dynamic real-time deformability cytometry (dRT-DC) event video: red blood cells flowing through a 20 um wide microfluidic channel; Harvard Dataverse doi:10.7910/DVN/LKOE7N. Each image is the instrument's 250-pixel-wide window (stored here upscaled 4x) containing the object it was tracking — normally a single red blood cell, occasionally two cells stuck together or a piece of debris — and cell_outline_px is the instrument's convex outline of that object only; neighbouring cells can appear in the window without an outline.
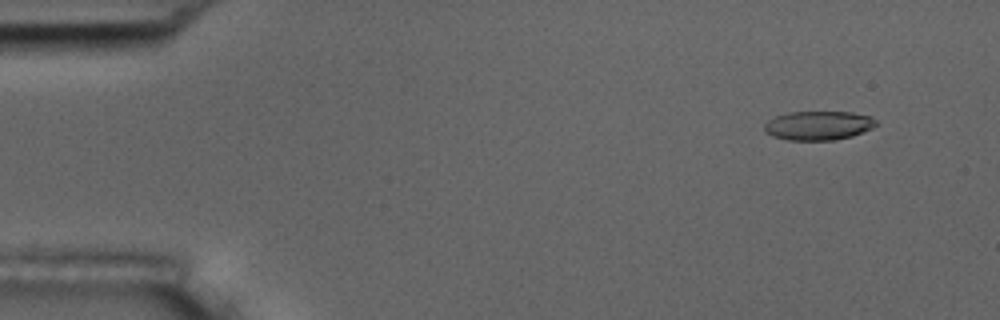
{"species": "common noctule bat (a hibernating species)", "species_latin": "Nyctalus noctula", "temperature_condition": "room temperature", "stored_images_in_passage": 56, "camera_frame_rate_fps": 3000, "um_per_image_px": 0.085, "animal": {"sex": "male", "body_mass_g": 17.5, "forearm_length_mm": 52.3}, "frame": {"image": 1, "passage_image": 5, "time_ms": 1.333, "image_size_px": [1000, 320], "cell_outline_px": [[876, 124], [872, 128], [852, 136], [836, 140], [788, 140], [772, 136], [764, 132], [764, 124], [768, 120], [776, 116], [788, 112], [852, 112], [868, 116], [876, 120]], "centroid_in_image_um": [69.52, 10.67], "position_along_channel_um": 15.5, "area_um2": 18.9}}
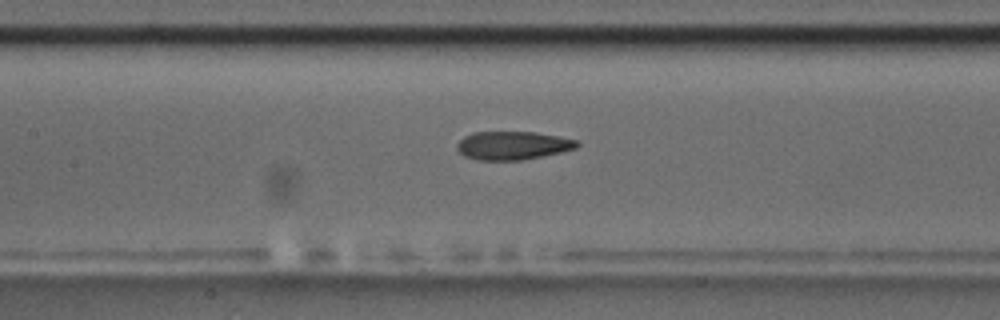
{"frame": {"image": 2, "passage_image": 26, "time_ms": 8.333, "image_size_px": [1000, 320], "cell_outline_px": [[580, 144], [576, 148], [560, 152], [520, 160], [480, 160], [464, 156], [456, 148], [456, 144], [464, 136], [472, 132], [536, 132], [576, 140]], "centroid_in_image_um": [43.54, 12.36], "position_along_channel_um": 163.9, "area_um2": 19.65}}
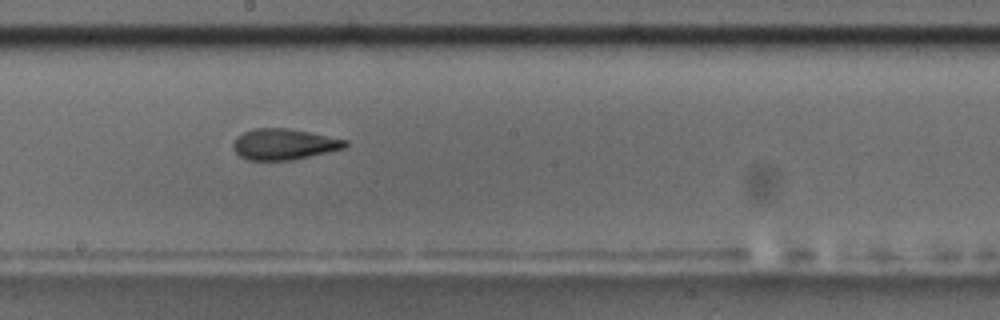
{"frame": {"image": 3, "passage_image": 31, "time_ms": 10.0, "image_size_px": [1000, 320], "cell_outline_px": [[348, 144], [344, 148], [292, 160], [248, 160], [240, 156], [232, 148], [232, 144], [236, 136], [252, 128], [288, 128], [348, 140]], "centroid_in_image_um": [24.1, 12.25], "position_along_channel_um": 224.1, "area_um2": 20.17}, "authors_computed_cell_mechanics": {"area_um2": 20.0855, "velocity_mm_per_s": 3.6422, "shape_relaxation_time_tau1_ms": 5.6403, "shape_relaxation_time_tau2_ms": 2.6721, "deformation_change_tau1": 0.1965, "deformation_change_tau2": 0.1181}}